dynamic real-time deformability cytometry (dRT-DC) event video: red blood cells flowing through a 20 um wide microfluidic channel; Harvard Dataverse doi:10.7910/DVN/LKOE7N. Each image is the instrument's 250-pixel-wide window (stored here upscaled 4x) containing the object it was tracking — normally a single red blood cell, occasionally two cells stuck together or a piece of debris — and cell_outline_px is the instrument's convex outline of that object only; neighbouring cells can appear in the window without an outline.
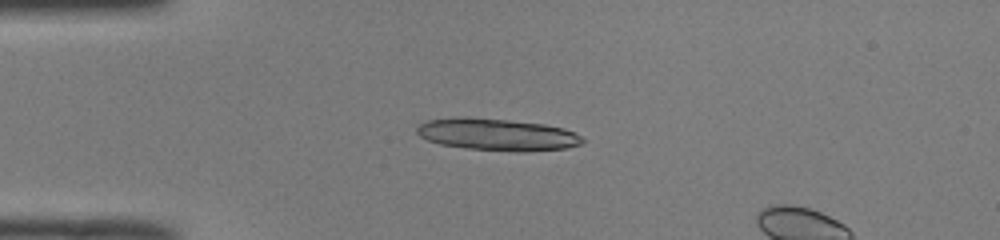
{"species": "common noctule bat (a hibernating species)", "species_latin": "Nyctalus noctula", "temperature_condition": "room temperature", "stored_images_in_passage": 40, "camera_frame_rate_fps": 3000, "um_per_image_px": 0.085, "animal": {"sex": "male", "body_mass_g": 19.0, "forearm_length_mm": 50.8}, "frame": {"image": 1, "passage_image": 2, "time_ms": 0.333, "image_size_px": [1000, 240], "cell_outline_px": [[584, 140], [580, 144], [568, 148], [524, 152], [516, 152], [468, 148], [440, 144], [428, 140], [420, 136], [416, 132], [416, 128], [420, 124], [428, 120], [508, 120], [544, 124], [564, 128], [576, 132]], "centroid_in_image_um": [42.38, 11.49], "position_along_channel_um": 42.6, "area_um2": 29.82}}
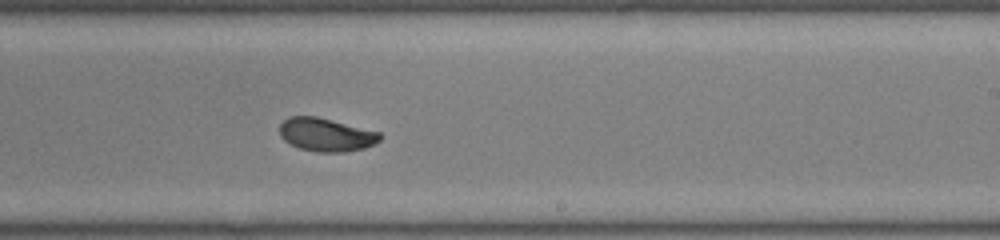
{"frame": {"image": 2, "passage_image": 20, "time_ms": 6.333, "image_size_px": [1000, 240], "cell_outline_px": [[384, 136], [380, 140], [364, 148], [344, 152], [316, 152], [300, 148], [284, 140], [280, 136], [280, 124], [288, 116], [316, 116], [380, 132]], "centroid_in_image_um": [27.72, 11.44], "position_along_channel_um": 261.3, "area_um2": 19.42}}
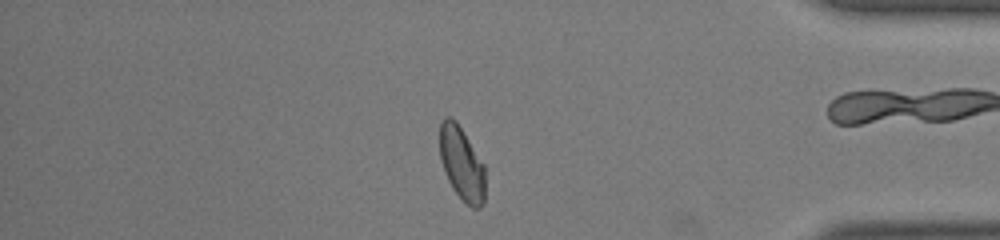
{"frame": {"image": 3, "passage_image": 32, "time_ms": 10.333, "image_size_px": [1000, 240], "cell_outline_px": [[484, 204], [480, 208], [472, 208], [452, 188], [448, 180], [440, 160], [440, 124], [444, 116], [448, 116], [456, 120], [484, 164]], "centroid_in_image_um": [39.24, 13.88], "position_along_channel_um": 396.0, "area_um2": 19.36}, "authors_computed_cell_mechanics": {"area_um2": 19.7965, "velocity_mm_per_s": 4.0574, "shape_relaxation_time_tau1_ms": 3.1747, "shape_relaxation_time_tau2_ms": 0.7765, "deformation_change_tau1": 0.1319, "deformation_change_tau2": 0.0473}}